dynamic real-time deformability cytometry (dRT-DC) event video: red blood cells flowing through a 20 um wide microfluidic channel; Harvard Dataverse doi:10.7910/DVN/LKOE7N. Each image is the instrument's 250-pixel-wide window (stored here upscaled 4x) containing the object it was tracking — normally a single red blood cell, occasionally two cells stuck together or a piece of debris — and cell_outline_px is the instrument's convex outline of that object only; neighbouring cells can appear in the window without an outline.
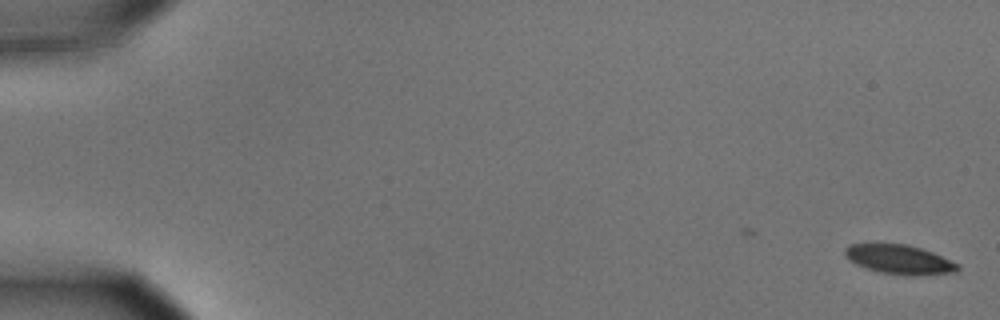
{"species": "common noctule bat (a hibernating species)", "species_latin": "Nyctalus noctula", "temperature_condition": "cold", "stored_images_in_passage": 53, "camera_frame_rate_fps": 3000, "um_per_image_px": 0.085, "animal": {"sex": "male", "body_mass_g": 15.6}, "frame": {"image": 1, "passage_image": 1, "time_ms": 0.0, "image_size_px": [1000, 320], "cell_outline_px": [[960, 268], [956, 272], [912, 276], [880, 272], [856, 264], [848, 260], [844, 252], [844, 248], [848, 244], [904, 244], [920, 248], [932, 252], [960, 264]], "centroid_in_image_um": [76.45, 22.06], "position_along_channel_um": 8.5, "area_um2": 19.13}}
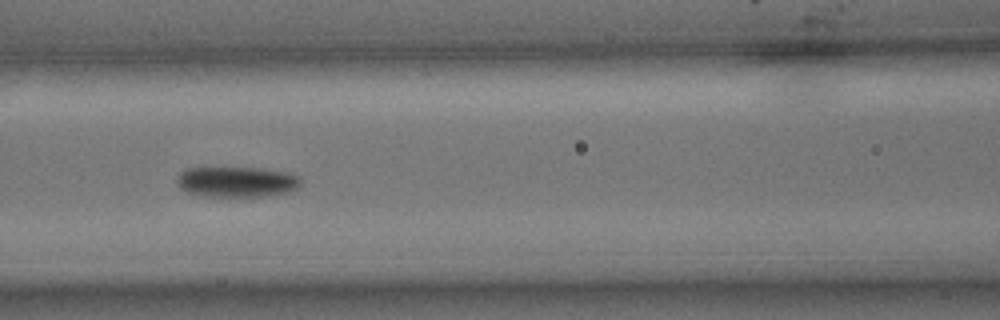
{"frame": {"image": 2, "passage_image": 26, "time_ms": 8.333, "image_size_px": [1000, 320], "cell_outline_px": [[300, 184], [296, 188], [288, 192], [268, 196], [200, 196], [184, 192], [180, 188], [176, 180], [176, 176], [184, 168], [264, 168], [292, 172], [300, 176]], "centroid_in_image_um": [20.11, 15.45], "position_along_channel_um": 146.5, "area_um2": 22.43}}
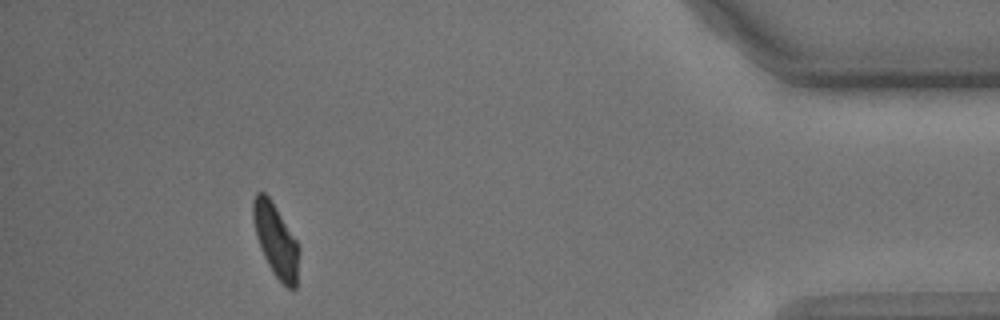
{"frame": {"image": 3, "passage_image": 53, "time_ms": 17.333, "image_size_px": [1000, 320], "cell_outline_px": [[300, 252], [296, 288], [292, 292], [272, 272], [264, 256], [256, 236], [252, 216], [252, 200], [256, 192], [264, 192], [268, 196], [276, 208], [296, 240], [300, 248]], "centroid_in_image_um": [23.45, 20.45], "position_along_channel_um": 411.8, "area_um2": 19.48}, "authors_computed_cell_mechanics": {"area_um2": 21.1548, "velocity_mm_per_s": 3.5097, "shape_relaxation_time_tau1_ms": 3.6377, "shape_relaxation_time_tau2_ms": null, "deformation_change_tau1": 0.1263, "deformation_change_tau2": null}}